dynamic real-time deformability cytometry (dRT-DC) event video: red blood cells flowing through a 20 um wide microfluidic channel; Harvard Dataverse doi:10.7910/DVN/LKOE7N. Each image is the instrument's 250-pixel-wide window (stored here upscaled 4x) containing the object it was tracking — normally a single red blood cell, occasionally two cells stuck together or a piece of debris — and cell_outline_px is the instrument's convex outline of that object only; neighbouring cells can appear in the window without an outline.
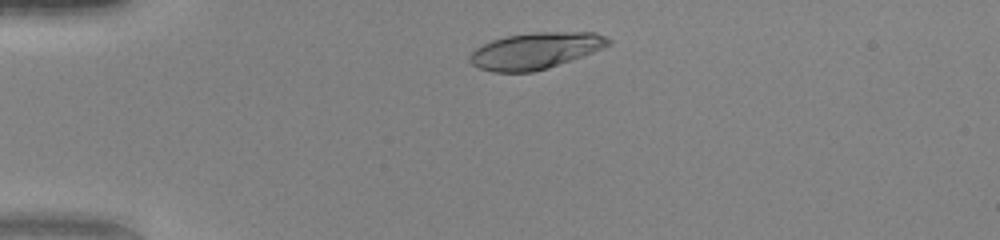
{"species": "human", "species_latin": "Homo sapiens", "temperature_condition": "warm", "stored_images_in_passage": 36, "camera_frame_rate_fps": 3000, "um_per_image_px": 0.085, "donor": {"sex": "female"}, "frame": {"image": 1, "passage_image": 5, "time_ms": 1.333, "image_size_px": [1000, 240], "cell_outline_px": [[612, 44], [592, 52], [548, 68], [532, 72], [492, 72], [480, 68], [472, 64], [468, 60], [468, 56], [476, 48], [492, 40], [508, 36], [532, 32], [596, 32], [612, 40]], "centroid_in_image_um": [45.51, 4.31], "position_along_channel_um": 39.5, "area_um2": 29.25}}
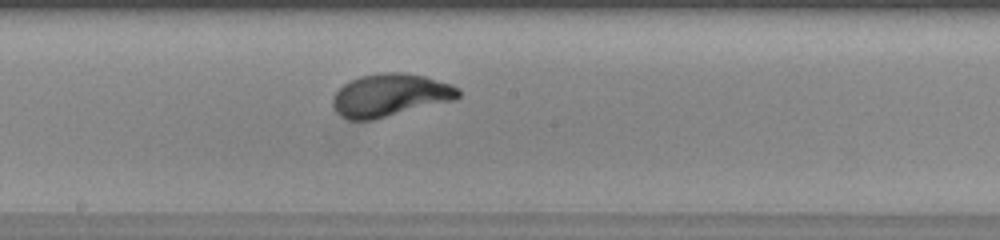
{"frame": {"image": 2, "passage_image": 21, "time_ms": 6.667, "image_size_px": [1000, 240], "cell_outline_px": [[460, 96], [456, 100], [372, 120], [348, 120], [340, 116], [336, 112], [332, 104], [332, 100], [336, 92], [344, 84], [360, 76], [380, 72], [404, 72], [424, 76], [452, 84], [460, 88]], "centroid_in_image_um": [33.18, 8.09], "position_along_channel_um": 215.0, "area_um2": 31.5}}
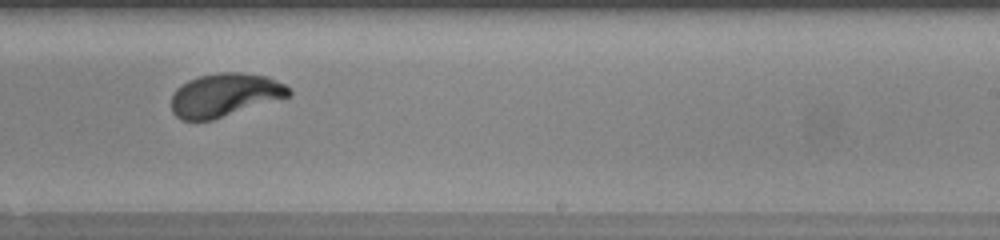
{"frame": {"image": 3, "passage_image": 25, "time_ms": 8.0, "image_size_px": [1000, 240], "cell_outline_px": [[292, 96], [212, 120], [180, 120], [172, 112], [172, 92], [176, 88], [188, 80], [200, 76], [220, 72], [240, 72], [268, 76], [284, 84], [292, 92]], "centroid_in_image_um": [19.11, 8.07], "position_along_channel_um": 269.9, "area_um2": 29.82}, "authors_computed_cell_mechanics": {"area_um2": 29.9404, "velocity_mm_per_s": 4.122, "shape_relaxation_time_tau1_ms": 2.8211, "shape_relaxation_time_tau2_ms": null, "deformation_change_tau1": 0.2036, "deformation_change_tau2": null}}